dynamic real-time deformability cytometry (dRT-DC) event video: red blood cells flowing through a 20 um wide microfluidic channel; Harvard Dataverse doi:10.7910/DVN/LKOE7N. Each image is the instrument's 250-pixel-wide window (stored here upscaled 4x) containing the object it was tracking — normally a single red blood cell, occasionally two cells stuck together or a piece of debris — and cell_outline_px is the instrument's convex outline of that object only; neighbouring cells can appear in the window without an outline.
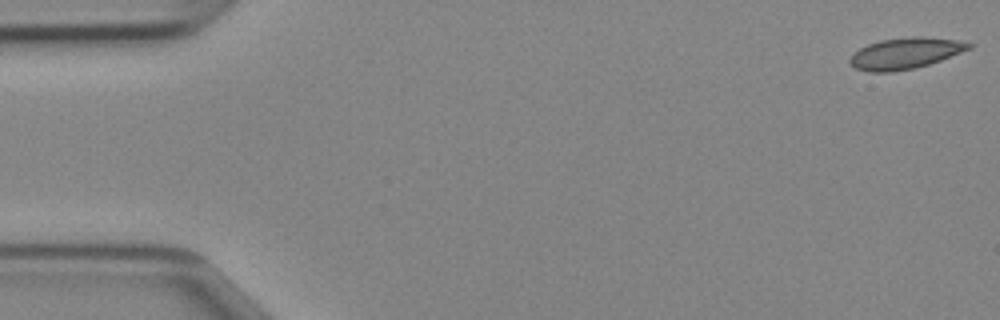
{"species": "Egyptian fruit bat (a non-hibernating species)", "species_latin": "Rousettus aegyptiacus", "temperature_condition": "cold", "stored_images_in_passage": 46, "camera_frame_rate_fps": 3000, "um_per_image_px": 0.085, "animal": {"sex": "female"}, "frame": {"image": 1, "passage_image": 1, "time_ms": 0.0, "image_size_px": [1000, 320], "cell_outline_px": [[972, 48], [940, 60], [916, 68], [892, 72], [868, 72], [856, 68], [848, 60], [860, 48], [868, 44], [880, 40], [912, 36], [924, 36], [956, 40], [972, 44]], "centroid_in_image_um": [76.95, 4.53], "position_along_channel_um": 8.1, "area_um2": 21.44}}
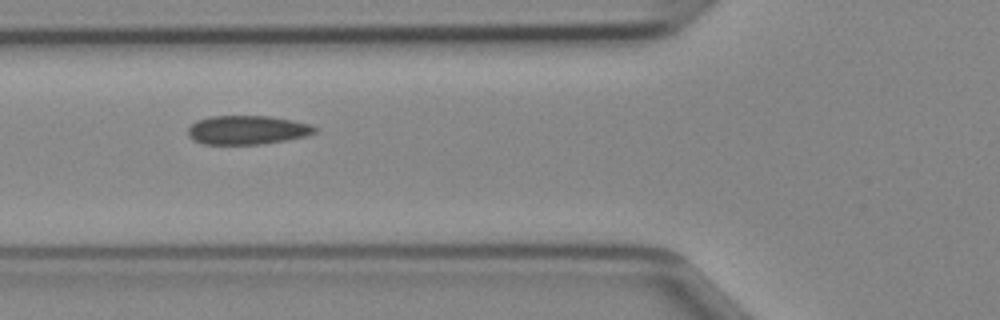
{"frame": {"image": 2, "passage_image": 17, "time_ms": 5.333, "image_size_px": [1000, 320], "cell_outline_px": [[316, 132], [308, 136], [288, 140], [264, 144], [204, 144], [192, 140], [188, 136], [188, 128], [196, 120], [212, 116], [268, 116], [292, 120], [308, 124], [316, 128]], "centroid_in_image_um": [21.0, 11.06], "position_along_channel_um": 104.8, "area_um2": 21.44}}
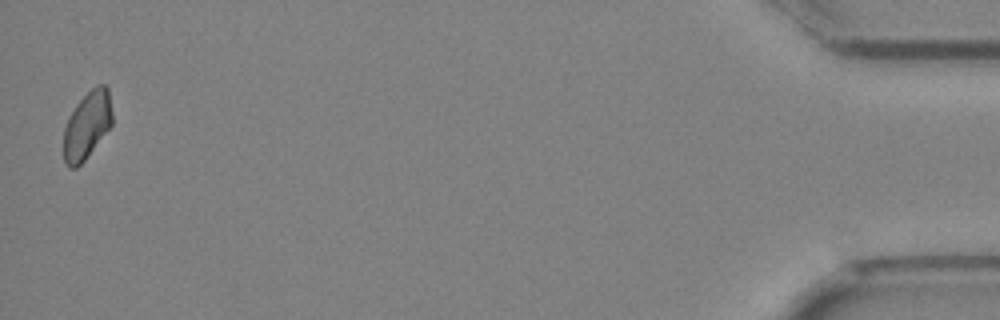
{"frame": {"image": 3, "passage_image": 46, "time_ms": 15.0, "image_size_px": [1000, 320], "cell_outline_px": [[112, 124], [84, 160], [76, 168], [68, 168], [64, 164], [64, 128], [68, 116], [76, 104], [96, 84], [104, 84], [108, 88], [112, 112]], "centroid_in_image_um": [7.38, 10.64], "position_along_channel_um": 427.8, "area_um2": 19.02}}